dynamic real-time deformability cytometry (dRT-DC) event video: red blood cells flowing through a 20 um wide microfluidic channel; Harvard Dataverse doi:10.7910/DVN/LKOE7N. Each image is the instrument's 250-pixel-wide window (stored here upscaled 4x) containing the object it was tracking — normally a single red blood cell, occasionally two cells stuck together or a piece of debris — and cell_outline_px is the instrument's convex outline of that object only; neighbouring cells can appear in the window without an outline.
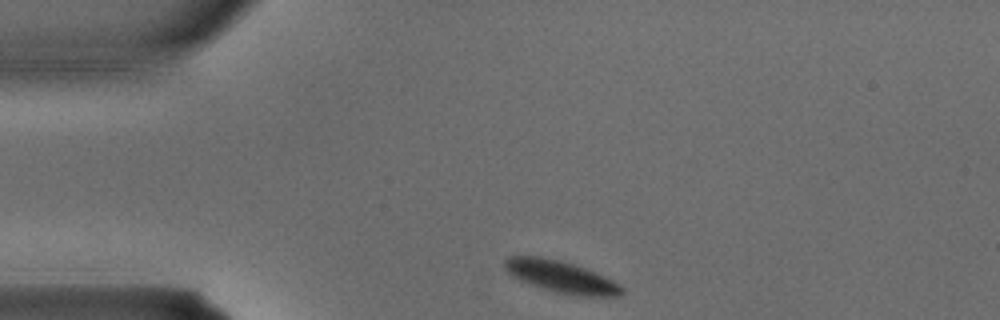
{"species": "common noctule bat (a hibernating species)", "species_latin": "Nyctalus noctula", "temperature_condition": "warm", "stored_images_in_passage": 1, "camera_frame_rate_fps": 3000, "um_per_image_px": 0.085, "animal": {"sex": "male", "body_mass_g": 15.6}, "frame": {"image": 1, "passage_image": 1, "time_ms": 0.0, "image_size_px": [1000, 320], "cell_outline_px": [[624, 292], [616, 296], [580, 296], [556, 292], [540, 288], [528, 284], [512, 276], [504, 268], [504, 260], [508, 256], [540, 256], [560, 260], [584, 268], [604, 276], [620, 284], [624, 288]], "centroid_in_image_um": [47.66, 23.52], "position_along_channel_um": 37.3, "area_um2": 21.73}}